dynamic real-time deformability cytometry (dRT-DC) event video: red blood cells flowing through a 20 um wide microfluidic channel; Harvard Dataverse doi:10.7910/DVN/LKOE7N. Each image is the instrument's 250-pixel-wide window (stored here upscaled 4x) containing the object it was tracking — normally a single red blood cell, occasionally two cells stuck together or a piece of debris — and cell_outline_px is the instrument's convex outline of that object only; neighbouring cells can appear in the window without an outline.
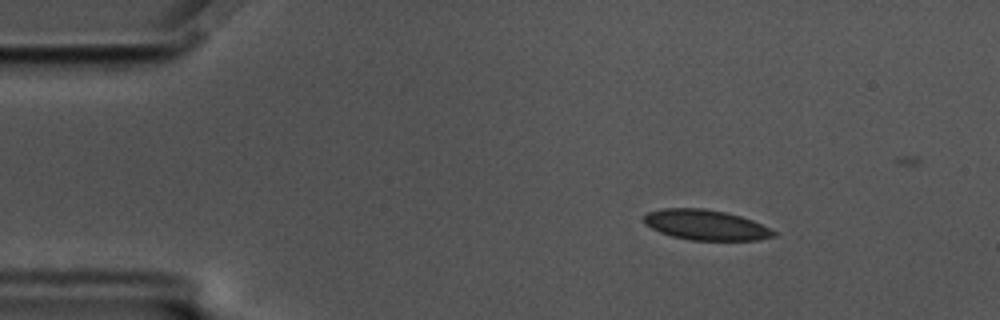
{"species": "common noctule bat (a hibernating species)", "species_latin": "Nyctalus noctula", "temperature_condition": "cold", "stored_images_in_passage": 17, "camera_frame_rate_fps": 3000, "um_per_image_px": 0.085, "animal": {"sex": "male", "body_mass_g": 17.5, "forearm_length_mm": 52.3}, "frame": {"image": 1, "passage_image": 8, "time_ms": 2.333, "image_size_px": [1000, 320], "cell_outline_px": [[776, 236], [760, 240], [692, 240], [672, 236], [660, 232], [644, 224], [644, 216], [648, 212], [664, 208], [704, 208], [724, 212], [740, 216], [752, 220], [776, 232]], "centroid_in_image_um": [59.98, 19.12], "position_along_channel_um": 25.0, "area_um2": 22.72}}
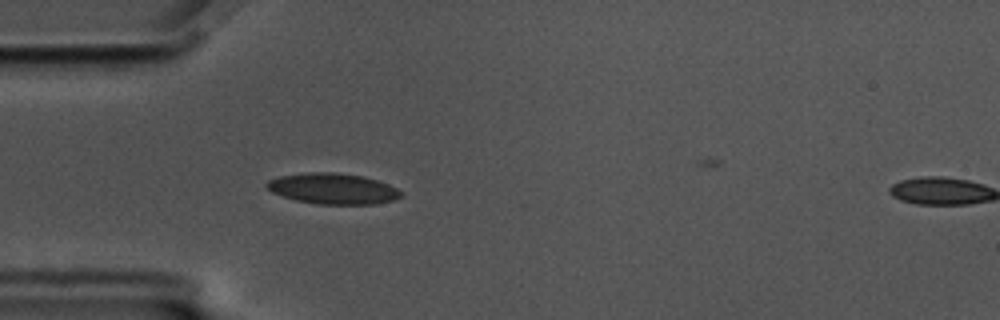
{"frame": {"image": 2, "passage_image": 16, "time_ms": 5.0, "image_size_px": [1000, 320], "cell_outline_px": [[404, 196], [392, 200], [376, 204], [316, 204], [296, 200], [272, 192], [264, 184], [268, 180], [280, 176], [304, 172], [336, 172], [364, 176], [388, 184], [396, 188]], "centroid_in_image_um": [28.29, 16.03], "position_along_channel_um": 56.7, "area_um2": 24.1}}